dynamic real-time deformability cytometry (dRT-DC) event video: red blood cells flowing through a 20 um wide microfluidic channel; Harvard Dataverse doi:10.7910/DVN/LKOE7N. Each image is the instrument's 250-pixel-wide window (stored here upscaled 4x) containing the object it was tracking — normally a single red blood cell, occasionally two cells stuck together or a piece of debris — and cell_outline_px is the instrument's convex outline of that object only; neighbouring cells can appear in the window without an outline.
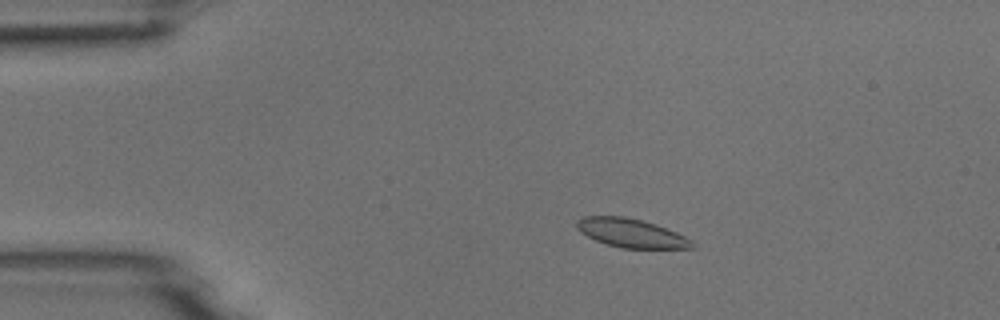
{"species": "common noctule bat (a hibernating species)", "species_latin": "Nyctalus noctula", "temperature_condition": "room temperature", "stored_images_in_passage": 4, "camera_frame_rate_fps": 3000, "um_per_image_px": 0.085, "animal": {"sex": "male", "body_mass_g": 18.8}, "frame": {"image": 1, "passage_image": 3, "time_ms": 0.667, "image_size_px": [1000, 320], "cell_outline_px": [[692, 248], [620, 248], [596, 240], [580, 232], [576, 228], [576, 220], [584, 216], [624, 216], [656, 224], [676, 232], [692, 240]], "centroid_in_image_um": [53.61, 19.8], "position_along_channel_um": 31.4, "area_um2": 19.13}}